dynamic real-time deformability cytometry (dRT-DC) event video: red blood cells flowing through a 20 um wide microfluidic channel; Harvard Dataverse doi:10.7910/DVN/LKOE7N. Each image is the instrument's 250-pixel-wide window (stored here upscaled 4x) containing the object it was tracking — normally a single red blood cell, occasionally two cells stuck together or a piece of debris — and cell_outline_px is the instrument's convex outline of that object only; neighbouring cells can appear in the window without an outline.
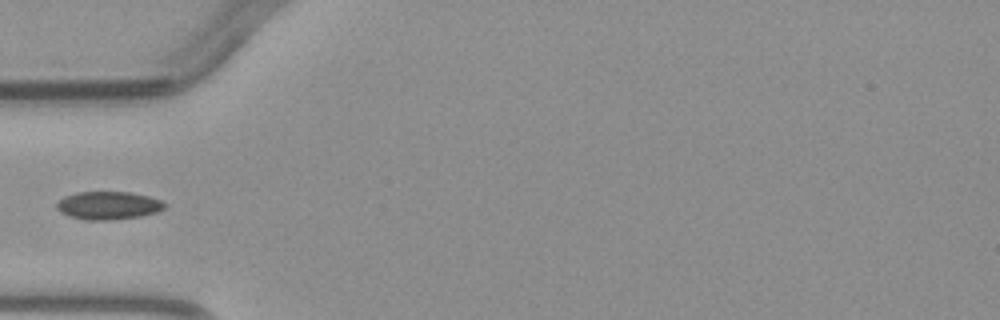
{"species": "common noctule bat (a hibernating species)", "species_latin": "Nyctalus noctula", "temperature_condition": "warm", "stored_images_in_passage": 3, "camera_frame_rate_fps": 3000, "um_per_image_px": 0.085, "animal": {"sex": "male", "body_mass_g": 23.1, "forearm_length_mm": 52.7}, "frame": {"image": 1, "passage_image": 3, "time_ms": 2.333, "image_size_px": [1000, 320], "cell_outline_px": [[168, 204], [164, 208], [156, 212], [140, 216], [112, 220], [84, 220], [68, 216], [60, 212], [56, 208], [56, 204], [64, 196], [76, 192], [128, 192], [148, 196], [160, 200]], "centroid_in_image_um": [9.18, 17.47], "position_along_channel_um": 75.8, "area_um2": 17.69}}